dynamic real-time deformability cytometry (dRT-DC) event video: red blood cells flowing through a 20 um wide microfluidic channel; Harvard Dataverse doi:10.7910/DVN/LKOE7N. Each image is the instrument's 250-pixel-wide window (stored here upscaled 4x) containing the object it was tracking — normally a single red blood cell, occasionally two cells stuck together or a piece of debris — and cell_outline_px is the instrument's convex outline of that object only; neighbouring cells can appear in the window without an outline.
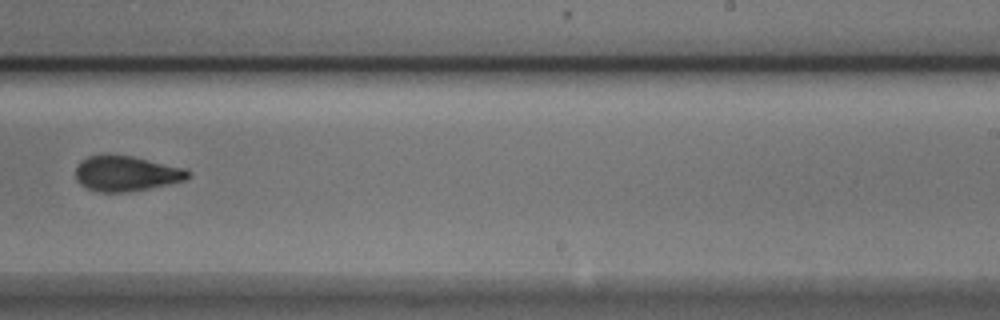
{"species": "Egyptian fruit bat (a non-hibernating species)", "species_latin": "Rousettus aegyptiacus", "temperature_condition": "cold", "stored_images_in_passage": 16, "camera_frame_rate_fps": 3000, "um_per_image_px": 0.085, "animal": {"sex": "male"}, "frame": {"image": 1, "passage_image": 10, "time_ms": 3.0, "image_size_px": [1000, 320], "cell_outline_px": [[188, 176], [184, 180], [132, 192], [100, 192], [88, 188], [80, 184], [76, 180], [76, 164], [80, 160], [88, 156], [104, 152], [132, 156], [184, 168], [188, 172]], "centroid_in_image_um": [10.63, 14.72], "position_along_channel_um": 278.4, "area_um2": 23.35}}
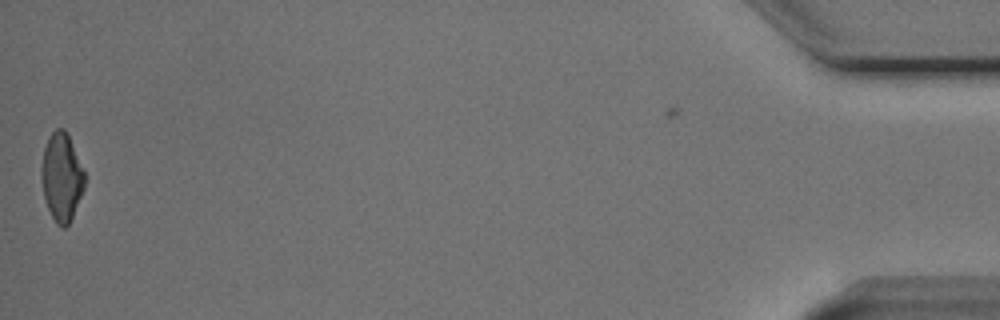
{"frame": {"image": 2, "passage_image": 16, "time_ms": 5.0, "image_size_px": [1000, 320], "cell_outline_px": [[84, 188], [72, 216], [68, 224], [64, 228], [56, 224], [48, 208], [44, 196], [40, 176], [40, 168], [44, 148], [52, 132], [56, 128], [64, 128], [68, 136], [84, 172]], "centroid_in_image_um": [5.21, 15.06], "position_along_channel_um": 430.0, "area_um2": 21.73}}